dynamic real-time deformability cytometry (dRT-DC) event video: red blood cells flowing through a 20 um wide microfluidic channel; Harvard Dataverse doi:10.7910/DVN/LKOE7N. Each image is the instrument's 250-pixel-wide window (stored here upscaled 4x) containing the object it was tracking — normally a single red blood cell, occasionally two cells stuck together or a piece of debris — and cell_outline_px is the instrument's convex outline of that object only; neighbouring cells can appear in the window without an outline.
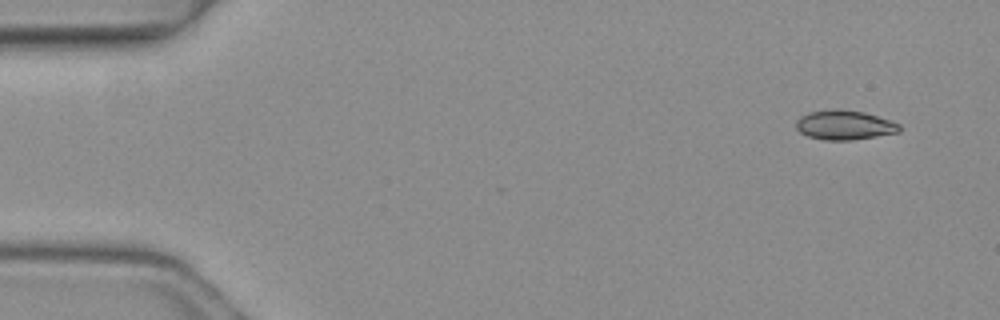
{"species": "common noctule bat (a hibernating species)", "species_latin": "Nyctalus noctula", "temperature_condition": "warm", "stored_images_in_passage": 3, "camera_frame_rate_fps": 3000, "um_per_image_px": 0.085, "animal": {"sex": "female", "body_mass_g": 19.3, "forearm_length_mm": 54.1}, "frame": {"image": 1, "passage_image": 1, "time_ms": 0.0, "image_size_px": [1000, 320], "cell_outline_px": [[900, 132], [852, 140], [824, 140], [808, 136], [800, 132], [796, 128], [796, 120], [800, 116], [808, 112], [828, 108], [840, 108], [864, 112], [892, 120], [900, 124]], "centroid_in_image_um": [71.77, 10.6], "position_along_channel_um": 13.2, "area_um2": 18.09}}
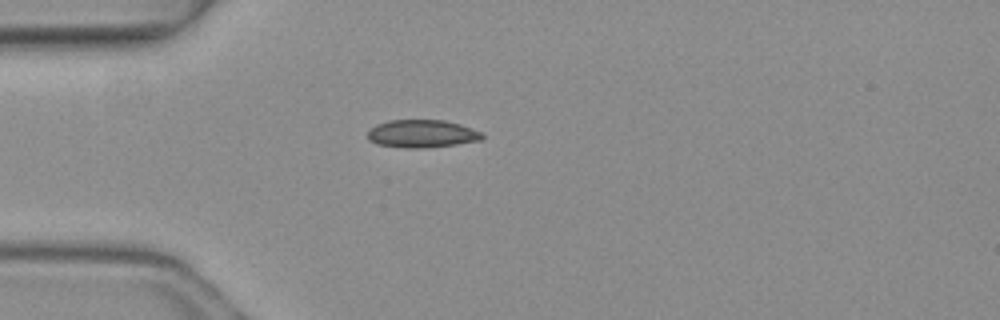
{"frame": {"image": 2, "passage_image": 3, "time_ms": 0.667, "image_size_px": [1000, 320], "cell_outline_px": [[484, 140], [456, 144], [424, 148], [408, 148], [376, 144], [368, 140], [368, 132], [376, 124], [388, 120], [444, 120], [460, 124], [480, 132], [484, 136]], "centroid_in_image_um": [35.86, 11.37], "position_along_channel_um": 49.1, "area_um2": 18.55}}